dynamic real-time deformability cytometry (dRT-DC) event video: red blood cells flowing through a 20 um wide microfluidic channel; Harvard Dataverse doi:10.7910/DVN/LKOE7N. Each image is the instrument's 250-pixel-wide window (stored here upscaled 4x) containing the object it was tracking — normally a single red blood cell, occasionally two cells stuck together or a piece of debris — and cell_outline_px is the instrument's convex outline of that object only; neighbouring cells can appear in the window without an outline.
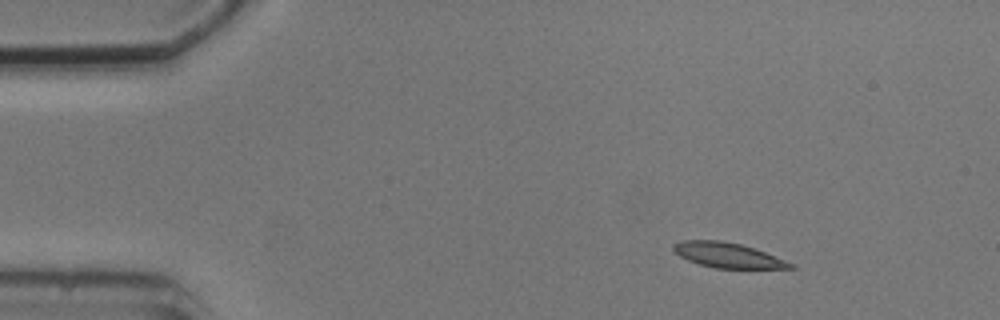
{"species": "common noctule bat (a hibernating species)", "species_latin": "Nyctalus noctula", "temperature_condition": "cold", "stored_images_in_passage": 7, "camera_frame_rate_fps": 3000, "um_per_image_px": 0.085, "animal": {"sex": "male", "body_mass_g": 20.5, "forearm_length_mm": 52.5}, "frame": {"image": 1, "passage_image": 1, "time_ms": 0.0, "image_size_px": [1000, 320], "cell_outline_px": [[796, 268], [716, 268], [700, 264], [688, 260], [680, 256], [672, 248], [672, 244], [680, 240], [720, 240], [740, 244], [764, 252], [796, 264]], "centroid_in_image_um": [61.84, 21.68], "position_along_channel_um": 23.2, "area_um2": 16.88}}
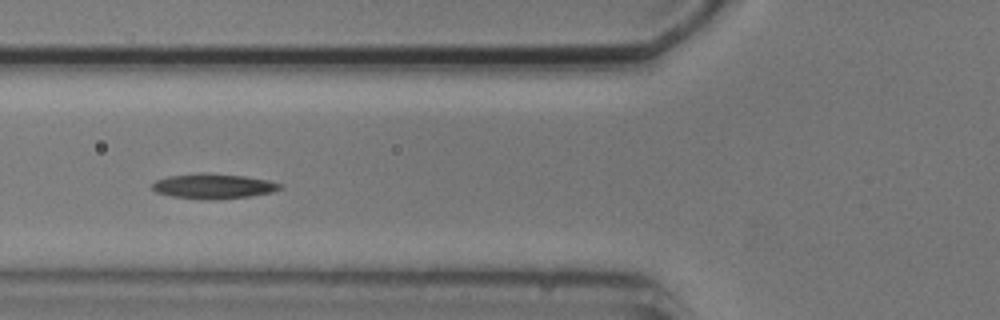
{"frame": {"image": 2, "passage_image": 5, "time_ms": 4.333, "image_size_px": [1000, 320], "cell_outline_px": [[284, 188], [272, 192], [248, 196], [216, 200], [204, 200], [172, 196], [156, 192], [152, 188], [152, 184], [156, 180], [168, 176], [200, 172], [204, 172], [244, 176], [268, 180], [284, 184]], "centroid_in_image_um": [18.15, 15.82], "position_along_channel_um": 107.6, "area_um2": 18.84}}
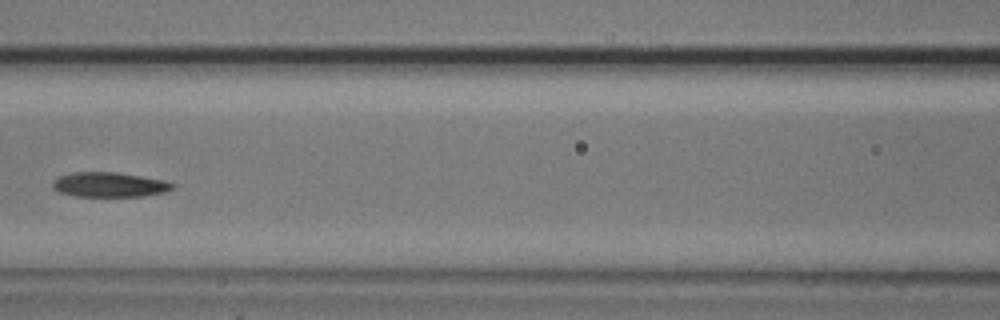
{"frame": {"image": 3, "passage_image": 6, "time_ms": 5.667, "image_size_px": [1000, 320], "cell_outline_px": [[176, 184], [172, 188], [164, 192], [144, 196], [76, 196], [60, 192], [52, 188], [52, 180], [56, 176], [72, 172], [116, 172], [164, 180]], "centroid_in_image_um": [9.25, 15.69], "position_along_channel_um": 157.4, "area_um2": 17.34}}